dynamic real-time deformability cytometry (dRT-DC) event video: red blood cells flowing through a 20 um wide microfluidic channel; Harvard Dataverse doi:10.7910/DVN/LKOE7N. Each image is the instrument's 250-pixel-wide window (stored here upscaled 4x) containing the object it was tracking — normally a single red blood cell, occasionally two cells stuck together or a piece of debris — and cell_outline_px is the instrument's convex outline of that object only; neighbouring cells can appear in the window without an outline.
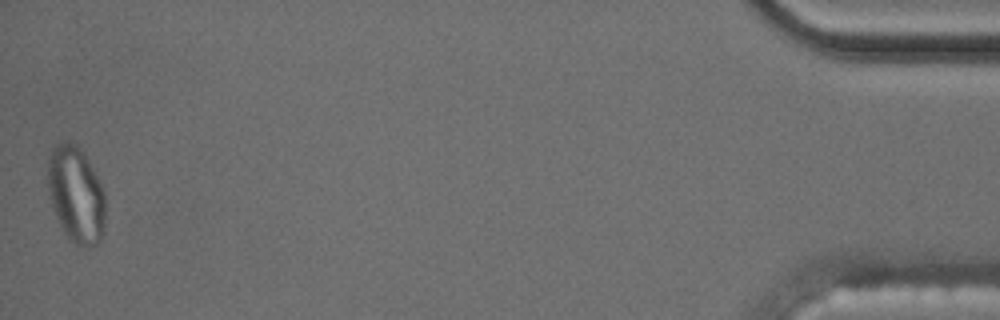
{"species": "common noctule bat (a hibernating species)", "species_latin": "Nyctalus noctula", "temperature_condition": "cold", "stored_images_in_passage": 58, "camera_frame_rate_fps": 3000, "um_per_image_px": 0.085, "animal": {"sex": "male", "body_mass_g": 17.5, "forearm_length_mm": 52.3}, "frame": {"image": 1, "passage_image": 58, "time_ms": 19.0, "image_size_px": [1000, 320], "cell_outline_px": [[104, 232], [100, 240], [96, 244], [88, 248], [76, 244], [68, 240], [56, 216], [52, 204], [48, 184], [48, 160], [52, 148], [60, 140], [68, 140], [76, 144], [84, 152], [104, 188]], "centroid_in_image_um": [6.47, 16.51], "position_along_channel_um": 428.7, "area_um2": 32.6}, "authors_computed_cell_mechanics": {"area_um2": 17.1377, "velocity_mm_per_s": 3.5369, "shape_relaxation_time_tau1_ms": null, "shape_relaxation_time_tau2_ms": 1.8579, "deformation_change_tau1": null, "deformation_change_tau2": 0.0769}}